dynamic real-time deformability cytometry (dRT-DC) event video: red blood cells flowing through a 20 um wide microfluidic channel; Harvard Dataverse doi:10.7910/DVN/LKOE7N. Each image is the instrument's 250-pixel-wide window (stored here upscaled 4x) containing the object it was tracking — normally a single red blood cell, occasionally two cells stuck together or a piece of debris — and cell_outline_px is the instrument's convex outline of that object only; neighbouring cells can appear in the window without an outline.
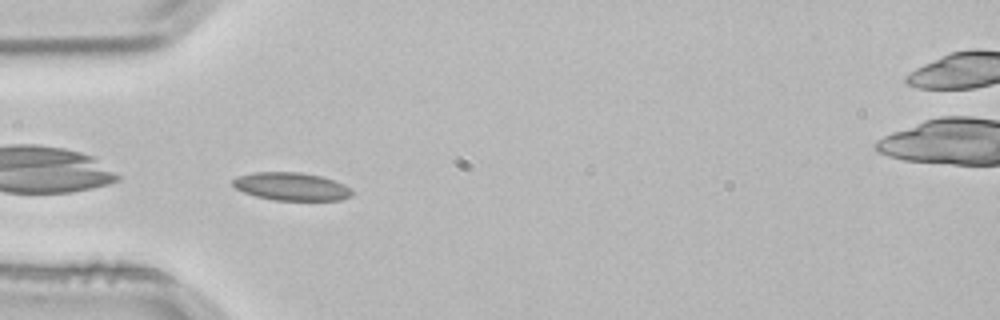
{"species": "common noctule bat (a hibernating species)", "species_latin": "Nyctalus noctula", "temperature_condition": "room temperature", "stored_images_in_passage": 4, "camera_frame_rate_fps": 3000, "um_per_image_px": 0.085, "animal": {"sex": "male", "body_mass_g": 21.5, "forearm_length_mm": 52.0}, "frame": {"image": 1, "passage_image": 4, "time_ms": 1.0, "image_size_px": [1000, 320], "cell_outline_px": [[352, 196], [340, 200], [272, 200], [256, 196], [244, 192], [236, 188], [232, 184], [232, 180], [240, 176], [252, 172], [300, 172], [320, 176], [336, 180], [352, 188]], "centroid_in_image_um": [24.8, 15.85], "position_along_channel_um": 60.2, "area_um2": 19.48}}